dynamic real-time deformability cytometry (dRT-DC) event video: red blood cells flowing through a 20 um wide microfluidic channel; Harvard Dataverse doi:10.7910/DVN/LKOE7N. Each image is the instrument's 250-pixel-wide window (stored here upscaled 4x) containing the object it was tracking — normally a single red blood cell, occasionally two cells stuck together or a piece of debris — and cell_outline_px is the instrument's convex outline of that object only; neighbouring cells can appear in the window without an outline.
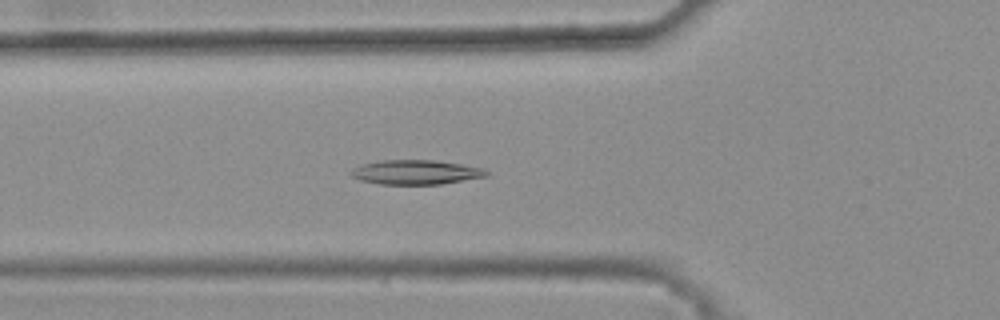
{"species": "common noctule bat (a hibernating species)", "species_latin": "Nyctalus noctula", "temperature_condition": "warm", "stored_images_in_passage": 44, "camera_frame_rate_fps": 3000, "um_per_image_px": 0.085, "animal": {"sex": "female", "body_mass_g": 25.1}, "frame": {"image": 1, "passage_image": 18, "time_ms": 5.667, "image_size_px": [1000, 320], "cell_outline_px": [[488, 176], [440, 184], [380, 184], [360, 180], [348, 176], [348, 172], [352, 168], [364, 164], [380, 160], [432, 160], [460, 164], [484, 168], [488, 172]], "centroid_in_image_um": [35.29, 14.64], "position_along_channel_um": 90.5, "area_um2": 19.31}}
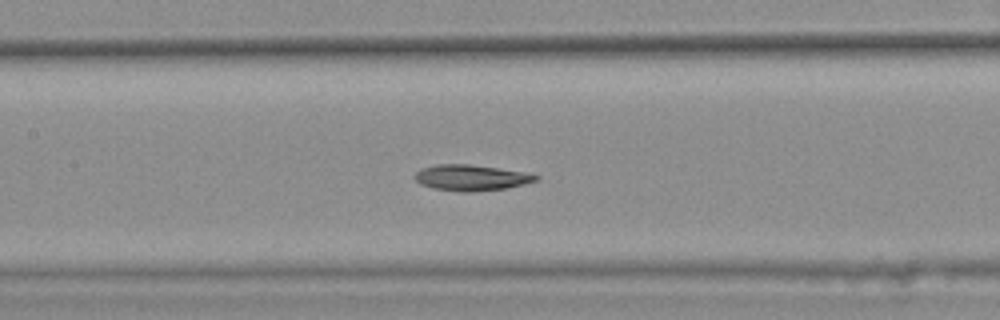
{"frame": {"image": 2, "passage_image": 24, "time_ms": 7.667, "image_size_px": [1000, 320], "cell_outline_px": [[540, 180], [504, 188], [472, 192], [464, 192], [432, 188], [420, 184], [412, 176], [420, 168], [436, 164], [468, 164], [528, 172], [540, 176]], "centroid_in_image_um": [40.03, 15.09], "position_along_channel_um": 167.4, "area_um2": 18.38}}
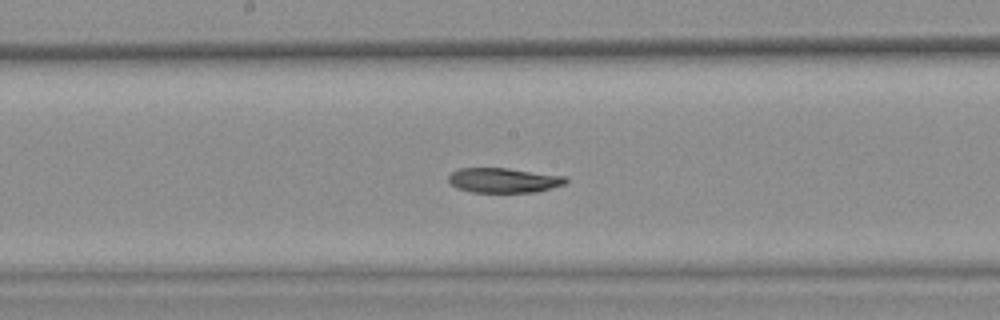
{"frame": {"image": 3, "passage_image": 27, "time_ms": 8.667, "image_size_px": [1000, 320], "cell_outline_px": [[568, 180], [564, 184], [552, 188], [536, 192], [472, 192], [456, 188], [448, 180], [448, 176], [452, 172], [460, 168], [508, 168], [564, 176]], "centroid_in_image_um": [42.8, 15.32], "position_along_channel_um": 205.4, "area_um2": 16.88}, "authors_computed_cell_mechanics": {"area_um2": 18.5249, "velocity_mm_per_s": 3.8422, "shape_relaxation_time_tau1_ms": 8.5815, "shape_relaxation_time_tau2_ms": null, "deformation_change_tau1": 0.1752, "deformation_change_tau2": null}}